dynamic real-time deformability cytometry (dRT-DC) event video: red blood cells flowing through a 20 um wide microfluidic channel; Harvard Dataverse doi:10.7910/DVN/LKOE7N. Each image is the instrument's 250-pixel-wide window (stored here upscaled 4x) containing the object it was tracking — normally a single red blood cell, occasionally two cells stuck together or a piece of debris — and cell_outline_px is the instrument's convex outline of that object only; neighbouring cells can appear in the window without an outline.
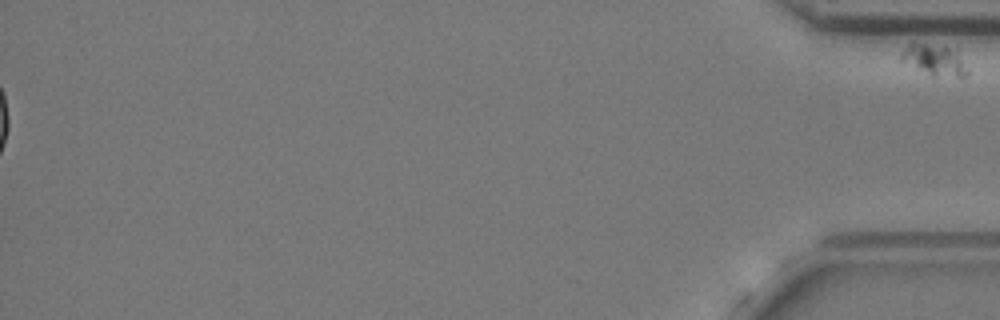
{"species": "common noctule bat (a hibernating species)", "species_latin": "Nyctalus noctula", "temperature_condition": "cold", "stored_images_in_passage": 51, "segment_of_instrument_passage": [2, 2], "camera_frame_rate_fps": 3000, "um_per_image_px": 0.085, "animal": {"sex": "female", "body_mass_g": 24.6, "forearm_length_mm": 56.2}, "frame": {"image": 1, "passage_image": 51, "time_ms": 16.667, "image_size_px": [1000, 320], "cell_outline_px": [[968, 72], [964, 76], [932, 76], [900, 60], [900, 56], [908, 44], [944, 44], [956, 52]], "centroid_in_image_um": [79.39, 5.08], "position_along_channel_um": 355.8, "area_um2": 11.56}}